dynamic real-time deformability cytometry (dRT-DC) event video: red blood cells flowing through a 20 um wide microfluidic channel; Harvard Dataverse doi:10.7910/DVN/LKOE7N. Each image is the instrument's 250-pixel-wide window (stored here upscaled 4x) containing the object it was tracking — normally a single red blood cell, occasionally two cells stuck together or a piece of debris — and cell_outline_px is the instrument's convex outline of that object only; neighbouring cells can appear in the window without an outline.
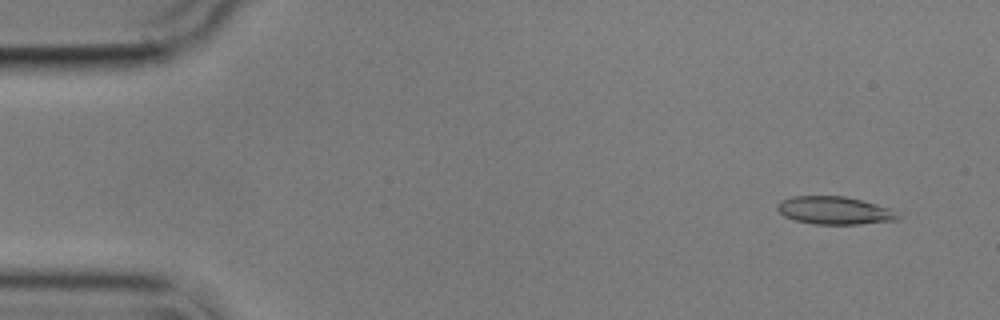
{"species": "common noctule bat (a hibernating species)", "species_latin": "Nyctalus noctula", "temperature_condition": "cold", "stored_images_in_passage": 56, "camera_frame_rate_fps": 3000, "um_per_image_px": 0.085, "animal": {"sex": "male", "body_mass_g": 17.9}, "frame": {"image": 1, "passage_image": 4, "time_ms": 1.0, "image_size_px": [1000, 320], "cell_outline_px": [[904, 216], [900, 220], [860, 224], [816, 224], [796, 220], [784, 216], [776, 208], [776, 204], [780, 200], [792, 196], [844, 196], [876, 204], [888, 208]], "centroid_in_image_um": [70.95, 17.89], "position_along_channel_um": 14.0, "area_um2": 19.65}}
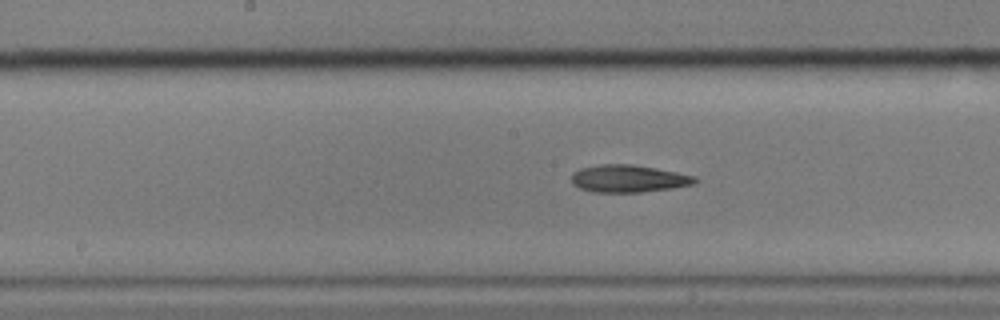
{"frame": {"image": 2, "passage_image": 28, "time_ms": 9.0, "image_size_px": [1000, 320], "cell_outline_px": [[700, 180], [696, 184], [672, 188], [640, 192], [592, 192], [580, 188], [572, 184], [572, 172], [580, 168], [600, 164], [632, 164], [656, 168], [696, 176]], "centroid_in_image_um": [53.44, 15.18], "position_along_channel_um": 194.8, "area_um2": 19.88}}
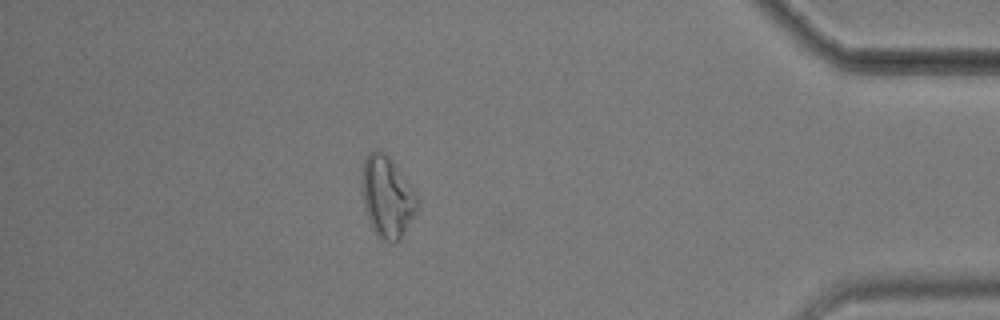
{"frame": {"image": 3, "passage_image": 49, "time_ms": 16.0, "image_size_px": [1000, 320], "cell_outline_px": [[416, 212], [400, 240], [396, 244], [392, 244], [380, 240], [372, 228], [364, 208], [360, 184], [360, 180], [364, 156], [368, 152], [376, 148], [380, 148], [392, 160], [416, 192]], "centroid_in_image_um": [32.86, 16.72], "position_along_channel_um": 402.3, "area_um2": 26.82}, "authors_computed_cell_mechanics": {"area_um2": 19.8832, "velocity_mm_per_s": 3.5656, "shape_relaxation_time_tau1_ms": 6.5663, "shape_relaxation_time_tau2_ms": null, "deformation_change_tau1": 0.1657, "deformation_change_tau2": null}}